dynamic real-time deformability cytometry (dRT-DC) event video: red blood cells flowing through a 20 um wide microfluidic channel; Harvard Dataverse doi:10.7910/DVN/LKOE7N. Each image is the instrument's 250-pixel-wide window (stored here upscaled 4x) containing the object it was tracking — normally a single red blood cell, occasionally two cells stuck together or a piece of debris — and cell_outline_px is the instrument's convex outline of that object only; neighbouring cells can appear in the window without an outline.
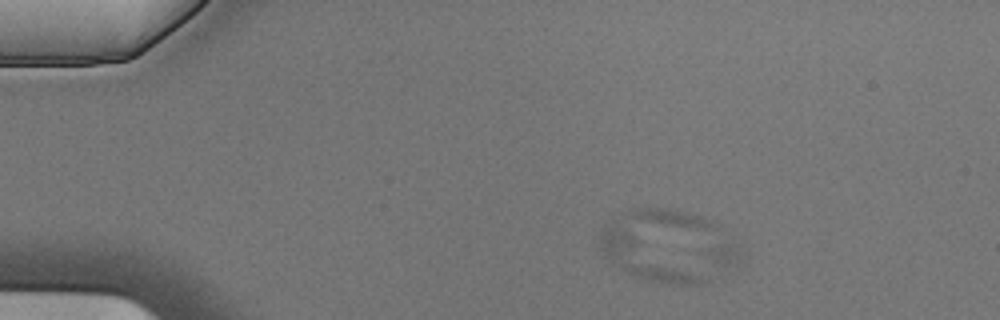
{"species": "Egyptian fruit bat (a non-hibernating species)", "species_latin": "Rousettus aegyptiacus", "temperature_condition": "cold", "stored_images_in_passage": 4, "camera_frame_rate_fps": 3000, "um_per_image_px": 0.085, "animal": {"sex": "male"}, "frame": {"image": 1, "passage_image": 3, "time_ms": 0.667, "image_size_px": [1000, 320], "cell_outline_px": [[712, 280], [704, 284], [680, 284], [648, 280], [636, 276], [620, 268], [600, 248], [600, 240], [604, 228], [612, 220], [616, 220]], "centroid_in_image_um": [54.89, 21.87], "position_along_channel_um": 30.1, "area_um2": 24.1}}